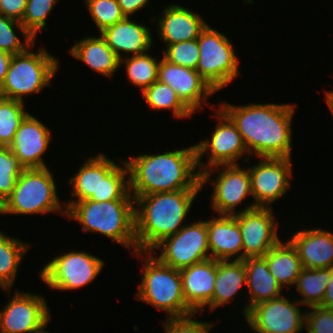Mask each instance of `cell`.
Masks as SVG:
<instances>
[{"mask_svg": "<svg viewBox=\"0 0 333 333\" xmlns=\"http://www.w3.org/2000/svg\"><path fill=\"white\" fill-rule=\"evenodd\" d=\"M220 106L236 124L250 157L291 158L295 104L222 102Z\"/></svg>", "mask_w": 333, "mask_h": 333, "instance_id": "obj_1", "label": "cell"}, {"mask_svg": "<svg viewBox=\"0 0 333 333\" xmlns=\"http://www.w3.org/2000/svg\"><path fill=\"white\" fill-rule=\"evenodd\" d=\"M157 153L125 159L129 170V191L134 198L157 192L203 189L201 173L196 170L195 144Z\"/></svg>", "mask_w": 333, "mask_h": 333, "instance_id": "obj_2", "label": "cell"}, {"mask_svg": "<svg viewBox=\"0 0 333 333\" xmlns=\"http://www.w3.org/2000/svg\"><path fill=\"white\" fill-rule=\"evenodd\" d=\"M201 190L157 192L134 198L137 251H152L164 238L177 233Z\"/></svg>", "mask_w": 333, "mask_h": 333, "instance_id": "obj_3", "label": "cell"}, {"mask_svg": "<svg viewBox=\"0 0 333 333\" xmlns=\"http://www.w3.org/2000/svg\"><path fill=\"white\" fill-rule=\"evenodd\" d=\"M64 203L66 216L79 222L83 231L98 232L132 250L133 254L137 252L134 200L97 202L87 199Z\"/></svg>", "mask_w": 333, "mask_h": 333, "instance_id": "obj_4", "label": "cell"}, {"mask_svg": "<svg viewBox=\"0 0 333 333\" xmlns=\"http://www.w3.org/2000/svg\"><path fill=\"white\" fill-rule=\"evenodd\" d=\"M136 255L141 259L146 255L136 299L165 311L167 318L194 313L184 299L180 271L163 264L151 251Z\"/></svg>", "mask_w": 333, "mask_h": 333, "instance_id": "obj_5", "label": "cell"}, {"mask_svg": "<svg viewBox=\"0 0 333 333\" xmlns=\"http://www.w3.org/2000/svg\"><path fill=\"white\" fill-rule=\"evenodd\" d=\"M53 176L48 167L24 169L12 194L1 205V214L20 216L55 212L65 216L66 206L59 200Z\"/></svg>", "mask_w": 333, "mask_h": 333, "instance_id": "obj_6", "label": "cell"}, {"mask_svg": "<svg viewBox=\"0 0 333 333\" xmlns=\"http://www.w3.org/2000/svg\"><path fill=\"white\" fill-rule=\"evenodd\" d=\"M12 55L0 97L21 102L29 94H38L51 84L58 71L59 61L44 48ZM24 96V97H23Z\"/></svg>", "mask_w": 333, "mask_h": 333, "instance_id": "obj_7", "label": "cell"}, {"mask_svg": "<svg viewBox=\"0 0 333 333\" xmlns=\"http://www.w3.org/2000/svg\"><path fill=\"white\" fill-rule=\"evenodd\" d=\"M231 40L210 25L198 37V73L216 91L222 90L239 76V60Z\"/></svg>", "mask_w": 333, "mask_h": 333, "instance_id": "obj_8", "label": "cell"}, {"mask_svg": "<svg viewBox=\"0 0 333 333\" xmlns=\"http://www.w3.org/2000/svg\"><path fill=\"white\" fill-rule=\"evenodd\" d=\"M105 262L85 251H73L55 256L38 272L50 288L67 291L80 289L100 275Z\"/></svg>", "mask_w": 333, "mask_h": 333, "instance_id": "obj_9", "label": "cell"}, {"mask_svg": "<svg viewBox=\"0 0 333 333\" xmlns=\"http://www.w3.org/2000/svg\"><path fill=\"white\" fill-rule=\"evenodd\" d=\"M207 220H198L187 224L175 234L164 238L151 252L161 251L156 255L163 264L181 270L195 263L210 258Z\"/></svg>", "mask_w": 333, "mask_h": 333, "instance_id": "obj_10", "label": "cell"}, {"mask_svg": "<svg viewBox=\"0 0 333 333\" xmlns=\"http://www.w3.org/2000/svg\"><path fill=\"white\" fill-rule=\"evenodd\" d=\"M218 110V111H217ZM217 116V124L211 135V139H205L195 144L197 167L201 168L199 172L216 165L239 164L237 162L243 155L244 161L251 158L246 146L242 140L241 134L238 132L236 124L231 118L220 108L215 109ZM209 154L208 162L202 161L204 154Z\"/></svg>", "mask_w": 333, "mask_h": 333, "instance_id": "obj_11", "label": "cell"}, {"mask_svg": "<svg viewBox=\"0 0 333 333\" xmlns=\"http://www.w3.org/2000/svg\"><path fill=\"white\" fill-rule=\"evenodd\" d=\"M220 167V168H219ZM218 172L216 180L211 181V208L217 215H236L238 205L248 195L252 196L251 180L248 168H241L239 164L216 165L201 172V185L210 183L214 170ZM221 171V172H220ZM236 208V209H235Z\"/></svg>", "mask_w": 333, "mask_h": 333, "instance_id": "obj_12", "label": "cell"}, {"mask_svg": "<svg viewBox=\"0 0 333 333\" xmlns=\"http://www.w3.org/2000/svg\"><path fill=\"white\" fill-rule=\"evenodd\" d=\"M44 296L15 290L0 311V333H48L50 308Z\"/></svg>", "mask_w": 333, "mask_h": 333, "instance_id": "obj_13", "label": "cell"}, {"mask_svg": "<svg viewBox=\"0 0 333 333\" xmlns=\"http://www.w3.org/2000/svg\"><path fill=\"white\" fill-rule=\"evenodd\" d=\"M300 305L287 296L253 306L245 317L254 333H299L305 327V313Z\"/></svg>", "mask_w": 333, "mask_h": 333, "instance_id": "obj_14", "label": "cell"}, {"mask_svg": "<svg viewBox=\"0 0 333 333\" xmlns=\"http://www.w3.org/2000/svg\"><path fill=\"white\" fill-rule=\"evenodd\" d=\"M272 207H256L254 203L233 215L241 231L243 259L264 257L281 238L277 234V224Z\"/></svg>", "mask_w": 333, "mask_h": 333, "instance_id": "obj_15", "label": "cell"}, {"mask_svg": "<svg viewBox=\"0 0 333 333\" xmlns=\"http://www.w3.org/2000/svg\"><path fill=\"white\" fill-rule=\"evenodd\" d=\"M248 168L251 192L256 207H271L291 188V158L260 157ZM271 205V206H270Z\"/></svg>", "mask_w": 333, "mask_h": 333, "instance_id": "obj_16", "label": "cell"}, {"mask_svg": "<svg viewBox=\"0 0 333 333\" xmlns=\"http://www.w3.org/2000/svg\"><path fill=\"white\" fill-rule=\"evenodd\" d=\"M157 80L169 85L180 100L194 113L207 104L216 93L197 70L173 64L162 58L159 62Z\"/></svg>", "mask_w": 333, "mask_h": 333, "instance_id": "obj_17", "label": "cell"}, {"mask_svg": "<svg viewBox=\"0 0 333 333\" xmlns=\"http://www.w3.org/2000/svg\"><path fill=\"white\" fill-rule=\"evenodd\" d=\"M51 139L53 138L48 127L29 113L17 129L9 148L24 169L44 168L48 166L43 156Z\"/></svg>", "mask_w": 333, "mask_h": 333, "instance_id": "obj_18", "label": "cell"}, {"mask_svg": "<svg viewBox=\"0 0 333 333\" xmlns=\"http://www.w3.org/2000/svg\"><path fill=\"white\" fill-rule=\"evenodd\" d=\"M158 17L151 20L157 21V34L165 46L197 39L208 24L201 15L173 3L163 8L161 17Z\"/></svg>", "mask_w": 333, "mask_h": 333, "instance_id": "obj_19", "label": "cell"}, {"mask_svg": "<svg viewBox=\"0 0 333 333\" xmlns=\"http://www.w3.org/2000/svg\"><path fill=\"white\" fill-rule=\"evenodd\" d=\"M179 271L187 305L194 312L202 313L213 297L216 260L209 258Z\"/></svg>", "mask_w": 333, "mask_h": 333, "instance_id": "obj_20", "label": "cell"}, {"mask_svg": "<svg viewBox=\"0 0 333 333\" xmlns=\"http://www.w3.org/2000/svg\"><path fill=\"white\" fill-rule=\"evenodd\" d=\"M288 240L296 248L303 268L333 267V232L319 228L297 230Z\"/></svg>", "mask_w": 333, "mask_h": 333, "instance_id": "obj_21", "label": "cell"}, {"mask_svg": "<svg viewBox=\"0 0 333 333\" xmlns=\"http://www.w3.org/2000/svg\"><path fill=\"white\" fill-rule=\"evenodd\" d=\"M142 23L125 17L113 26L105 28L99 35L106 41L107 45L115 52L119 59L122 53L139 55L149 52L152 48L153 37L151 29Z\"/></svg>", "mask_w": 333, "mask_h": 333, "instance_id": "obj_22", "label": "cell"}, {"mask_svg": "<svg viewBox=\"0 0 333 333\" xmlns=\"http://www.w3.org/2000/svg\"><path fill=\"white\" fill-rule=\"evenodd\" d=\"M207 229L210 258L218 261L243 260L241 231L234 216L213 217L207 220Z\"/></svg>", "mask_w": 333, "mask_h": 333, "instance_id": "obj_23", "label": "cell"}, {"mask_svg": "<svg viewBox=\"0 0 333 333\" xmlns=\"http://www.w3.org/2000/svg\"><path fill=\"white\" fill-rule=\"evenodd\" d=\"M243 261L247 279L246 286L249 289V302H246L243 309L245 318L248 311L256 304L281 297L283 288L270 273L264 257H249Z\"/></svg>", "mask_w": 333, "mask_h": 333, "instance_id": "obj_24", "label": "cell"}, {"mask_svg": "<svg viewBox=\"0 0 333 333\" xmlns=\"http://www.w3.org/2000/svg\"><path fill=\"white\" fill-rule=\"evenodd\" d=\"M68 52L73 58L84 62L89 68L107 78H111L119 68L121 69L120 59L101 35L75 41Z\"/></svg>", "mask_w": 333, "mask_h": 333, "instance_id": "obj_25", "label": "cell"}, {"mask_svg": "<svg viewBox=\"0 0 333 333\" xmlns=\"http://www.w3.org/2000/svg\"><path fill=\"white\" fill-rule=\"evenodd\" d=\"M243 260H216L215 289L211 302L205 308L213 311L234 299L239 290L247 285Z\"/></svg>", "mask_w": 333, "mask_h": 333, "instance_id": "obj_26", "label": "cell"}, {"mask_svg": "<svg viewBox=\"0 0 333 333\" xmlns=\"http://www.w3.org/2000/svg\"><path fill=\"white\" fill-rule=\"evenodd\" d=\"M100 153L99 198H89L97 202L112 200H134L129 191V170L126 161L120 166Z\"/></svg>", "mask_w": 333, "mask_h": 333, "instance_id": "obj_27", "label": "cell"}, {"mask_svg": "<svg viewBox=\"0 0 333 333\" xmlns=\"http://www.w3.org/2000/svg\"><path fill=\"white\" fill-rule=\"evenodd\" d=\"M264 258L270 273L282 288L295 285L303 266L296 248L289 240H281L264 255Z\"/></svg>", "mask_w": 333, "mask_h": 333, "instance_id": "obj_28", "label": "cell"}, {"mask_svg": "<svg viewBox=\"0 0 333 333\" xmlns=\"http://www.w3.org/2000/svg\"><path fill=\"white\" fill-rule=\"evenodd\" d=\"M30 246L31 243L7 236L0 231V288L9 296L18 267Z\"/></svg>", "mask_w": 333, "mask_h": 333, "instance_id": "obj_29", "label": "cell"}, {"mask_svg": "<svg viewBox=\"0 0 333 333\" xmlns=\"http://www.w3.org/2000/svg\"><path fill=\"white\" fill-rule=\"evenodd\" d=\"M329 277L330 268L302 269L295 283V289L302 296L301 300L298 298L302 306H308V308L320 306Z\"/></svg>", "mask_w": 333, "mask_h": 333, "instance_id": "obj_30", "label": "cell"}, {"mask_svg": "<svg viewBox=\"0 0 333 333\" xmlns=\"http://www.w3.org/2000/svg\"><path fill=\"white\" fill-rule=\"evenodd\" d=\"M142 98L152 110H172V115L178 119L189 118L193 112L180 100L176 92L166 83L156 80L145 88Z\"/></svg>", "mask_w": 333, "mask_h": 333, "instance_id": "obj_31", "label": "cell"}, {"mask_svg": "<svg viewBox=\"0 0 333 333\" xmlns=\"http://www.w3.org/2000/svg\"><path fill=\"white\" fill-rule=\"evenodd\" d=\"M69 181L70 186L72 185L71 195L75 198L70 201L99 198L100 153L89 157Z\"/></svg>", "mask_w": 333, "mask_h": 333, "instance_id": "obj_32", "label": "cell"}, {"mask_svg": "<svg viewBox=\"0 0 333 333\" xmlns=\"http://www.w3.org/2000/svg\"><path fill=\"white\" fill-rule=\"evenodd\" d=\"M159 62L157 57L146 52L120 59V66L125 64L129 83L141 88L142 92L157 80Z\"/></svg>", "mask_w": 333, "mask_h": 333, "instance_id": "obj_33", "label": "cell"}, {"mask_svg": "<svg viewBox=\"0 0 333 333\" xmlns=\"http://www.w3.org/2000/svg\"><path fill=\"white\" fill-rule=\"evenodd\" d=\"M24 102L0 97V146H10L17 129L29 114Z\"/></svg>", "mask_w": 333, "mask_h": 333, "instance_id": "obj_34", "label": "cell"}, {"mask_svg": "<svg viewBox=\"0 0 333 333\" xmlns=\"http://www.w3.org/2000/svg\"><path fill=\"white\" fill-rule=\"evenodd\" d=\"M16 27V28H15ZM15 29L23 35V41L15 33ZM35 43V39L28 33L23 24L13 18L0 13V50L11 55L26 51Z\"/></svg>", "mask_w": 333, "mask_h": 333, "instance_id": "obj_35", "label": "cell"}, {"mask_svg": "<svg viewBox=\"0 0 333 333\" xmlns=\"http://www.w3.org/2000/svg\"><path fill=\"white\" fill-rule=\"evenodd\" d=\"M24 167L8 146H0V203L12 194L16 181Z\"/></svg>", "mask_w": 333, "mask_h": 333, "instance_id": "obj_36", "label": "cell"}, {"mask_svg": "<svg viewBox=\"0 0 333 333\" xmlns=\"http://www.w3.org/2000/svg\"><path fill=\"white\" fill-rule=\"evenodd\" d=\"M90 17L99 29V33L105 28L113 26L125 18L117 0H84Z\"/></svg>", "mask_w": 333, "mask_h": 333, "instance_id": "obj_37", "label": "cell"}, {"mask_svg": "<svg viewBox=\"0 0 333 333\" xmlns=\"http://www.w3.org/2000/svg\"><path fill=\"white\" fill-rule=\"evenodd\" d=\"M59 0H27L26 10L20 21L28 33L34 38L46 27L48 15Z\"/></svg>", "mask_w": 333, "mask_h": 333, "instance_id": "obj_38", "label": "cell"}, {"mask_svg": "<svg viewBox=\"0 0 333 333\" xmlns=\"http://www.w3.org/2000/svg\"><path fill=\"white\" fill-rule=\"evenodd\" d=\"M162 55L173 64L196 70L199 60L198 38L168 45Z\"/></svg>", "mask_w": 333, "mask_h": 333, "instance_id": "obj_39", "label": "cell"}, {"mask_svg": "<svg viewBox=\"0 0 333 333\" xmlns=\"http://www.w3.org/2000/svg\"><path fill=\"white\" fill-rule=\"evenodd\" d=\"M194 312L181 317L166 318L163 323L165 333H210L213 323L194 320Z\"/></svg>", "mask_w": 333, "mask_h": 333, "instance_id": "obj_40", "label": "cell"}, {"mask_svg": "<svg viewBox=\"0 0 333 333\" xmlns=\"http://www.w3.org/2000/svg\"><path fill=\"white\" fill-rule=\"evenodd\" d=\"M309 309L305 310L304 329L308 333H333V310L321 306Z\"/></svg>", "mask_w": 333, "mask_h": 333, "instance_id": "obj_41", "label": "cell"}, {"mask_svg": "<svg viewBox=\"0 0 333 333\" xmlns=\"http://www.w3.org/2000/svg\"><path fill=\"white\" fill-rule=\"evenodd\" d=\"M26 4L27 0H0V13L21 21L26 10Z\"/></svg>", "mask_w": 333, "mask_h": 333, "instance_id": "obj_42", "label": "cell"}, {"mask_svg": "<svg viewBox=\"0 0 333 333\" xmlns=\"http://www.w3.org/2000/svg\"><path fill=\"white\" fill-rule=\"evenodd\" d=\"M117 2L125 17H132L131 15L139 12L149 4V0H117Z\"/></svg>", "mask_w": 333, "mask_h": 333, "instance_id": "obj_43", "label": "cell"}, {"mask_svg": "<svg viewBox=\"0 0 333 333\" xmlns=\"http://www.w3.org/2000/svg\"><path fill=\"white\" fill-rule=\"evenodd\" d=\"M320 306L323 308L333 310V267L330 268L329 281Z\"/></svg>", "mask_w": 333, "mask_h": 333, "instance_id": "obj_44", "label": "cell"}, {"mask_svg": "<svg viewBox=\"0 0 333 333\" xmlns=\"http://www.w3.org/2000/svg\"><path fill=\"white\" fill-rule=\"evenodd\" d=\"M11 58L12 55L10 53L0 50V91L2 89Z\"/></svg>", "mask_w": 333, "mask_h": 333, "instance_id": "obj_45", "label": "cell"}, {"mask_svg": "<svg viewBox=\"0 0 333 333\" xmlns=\"http://www.w3.org/2000/svg\"><path fill=\"white\" fill-rule=\"evenodd\" d=\"M325 97V102L328 105L327 107H329L330 112L333 114V91H327Z\"/></svg>", "mask_w": 333, "mask_h": 333, "instance_id": "obj_46", "label": "cell"}]
</instances>
